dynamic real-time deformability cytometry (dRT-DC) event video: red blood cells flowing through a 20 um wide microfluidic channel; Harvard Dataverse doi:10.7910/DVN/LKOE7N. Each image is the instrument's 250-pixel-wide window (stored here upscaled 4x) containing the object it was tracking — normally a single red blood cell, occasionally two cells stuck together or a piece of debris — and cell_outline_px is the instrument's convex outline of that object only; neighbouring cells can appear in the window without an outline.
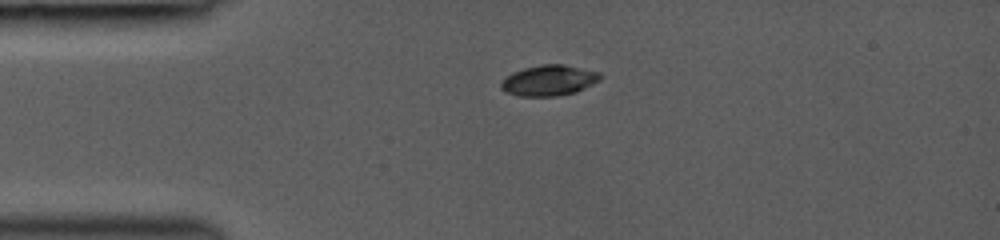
{"species": "common noctule bat (a hibernating species)", "species_latin": "Nyctalus noctula", "temperature_condition": "room temperature", "stored_images_in_passage": 35, "camera_frame_rate_fps": 3000, "um_per_image_px": 0.085, "animal": {"sex": "female", "body_mass_g": 19.0, "forearm_length_mm": 53.3}, "frame": {"image": 1, "passage_image": 1, "time_ms": 0.0, "image_size_px": [1000, 240], "cell_outline_px": [[600, 80], [576, 92], [556, 96], [520, 96], [508, 92], [500, 88], [500, 84], [512, 72], [524, 68], [540, 64], [564, 64], [600, 72]], "centroid_in_image_um": [46.67, 6.82], "position_along_channel_um": 38.3, "area_um2": 17.57}}
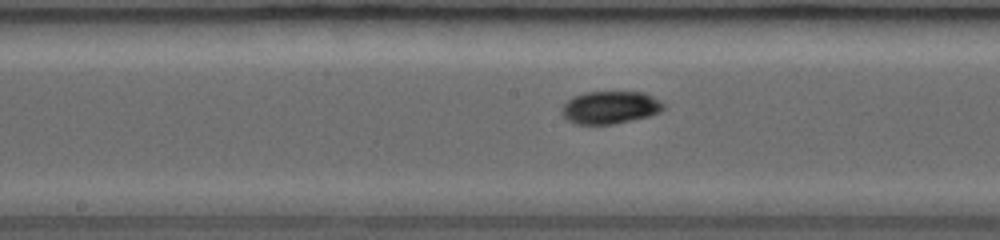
{"frame": {"image": 2, "passage_image": 14, "time_ms": 4.333, "image_size_px": [1000, 240], "cell_outline_px": [[664, 108], [660, 112], [648, 116], [612, 124], [576, 124], [568, 120], [560, 112], [564, 104], [572, 96], [584, 92], [644, 92], [652, 96], [664, 104]], "centroid_in_image_um": [51.84, 9.12], "position_along_channel_um": 196.4, "area_um2": 19.25}}
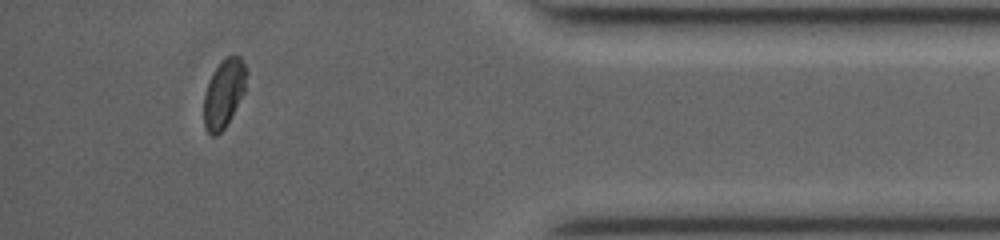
{"frame": {"image": 3, "passage_image": 31, "time_ms": 10.0, "image_size_px": [1000, 240], "cell_outline_px": [[248, 72], [244, 92], [224, 128], [216, 136], [212, 136], [204, 128], [204, 96], [212, 72], [224, 56], [240, 56], [248, 68]], "centroid_in_image_um": [19.04, 7.89], "position_along_channel_um": 416.2, "area_um2": 16.99}, "authors_computed_cell_mechanics": {"area_um2": 18.3226, "velocity_mm_per_s": 4.3271, "shape_relaxation_time_tau1_ms": 2.5722, "shape_relaxation_time_tau2_ms": null, "deformation_change_tau1": 0.1077, "deformation_change_tau2": null}}